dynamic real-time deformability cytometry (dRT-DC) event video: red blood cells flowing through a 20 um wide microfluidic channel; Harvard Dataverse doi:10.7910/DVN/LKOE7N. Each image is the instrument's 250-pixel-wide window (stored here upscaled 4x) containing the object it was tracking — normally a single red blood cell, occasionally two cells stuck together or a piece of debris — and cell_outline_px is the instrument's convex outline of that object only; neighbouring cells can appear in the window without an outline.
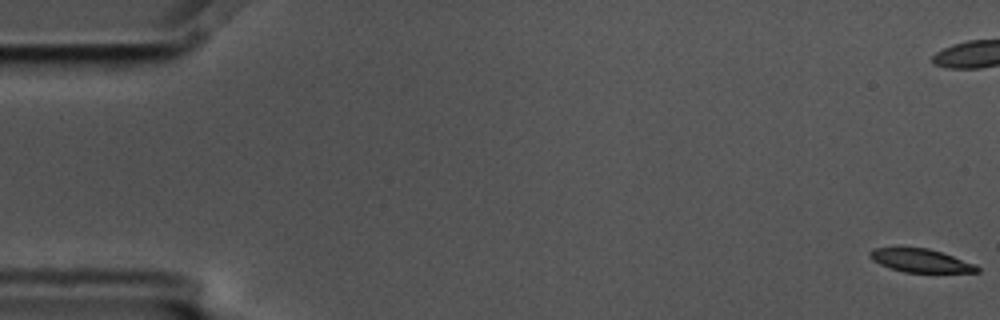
{"species": "common noctule bat (a hibernating species)", "species_latin": "Nyctalus noctula", "temperature_condition": "cold", "stored_images_in_passage": 17, "camera_frame_rate_fps": 3000, "um_per_image_px": 0.085, "animal": {"sex": "male", "body_mass_g": 17.5, "forearm_length_mm": 52.3}, "frame": {"image": 1, "passage_image": 1, "time_ms": 0.0, "image_size_px": [1000, 320], "cell_outline_px": [[980, 272], [904, 272], [880, 264], [872, 260], [868, 256], [868, 252], [872, 248], [928, 248], [976, 264], [980, 268]], "centroid_in_image_um": [78.24, 22.15], "position_along_channel_um": 6.8, "area_um2": 14.39}}
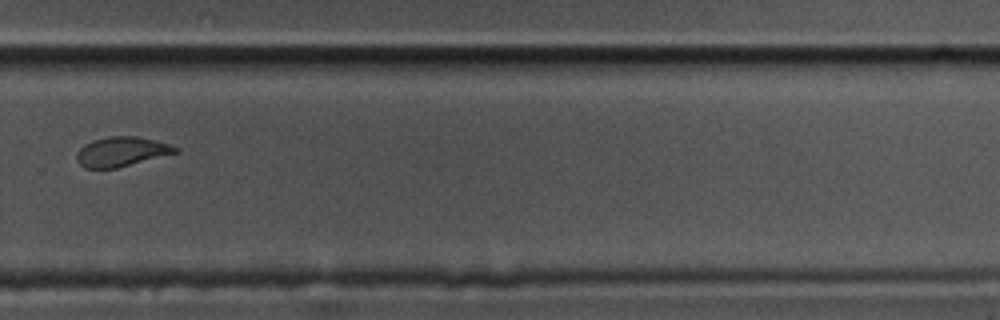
{"frame": {"image": 2, "passage_image": 12, "time_ms": 3.667, "image_size_px": [1000, 320], "cell_outline_px": [[180, 152], [116, 168], [84, 168], [76, 160], [76, 152], [84, 144], [92, 140], [108, 136], [136, 136], [156, 140], [180, 148]], "centroid_in_image_um": [10.33, 12.88], "position_along_channel_um": 319.5, "area_um2": 17.17}}